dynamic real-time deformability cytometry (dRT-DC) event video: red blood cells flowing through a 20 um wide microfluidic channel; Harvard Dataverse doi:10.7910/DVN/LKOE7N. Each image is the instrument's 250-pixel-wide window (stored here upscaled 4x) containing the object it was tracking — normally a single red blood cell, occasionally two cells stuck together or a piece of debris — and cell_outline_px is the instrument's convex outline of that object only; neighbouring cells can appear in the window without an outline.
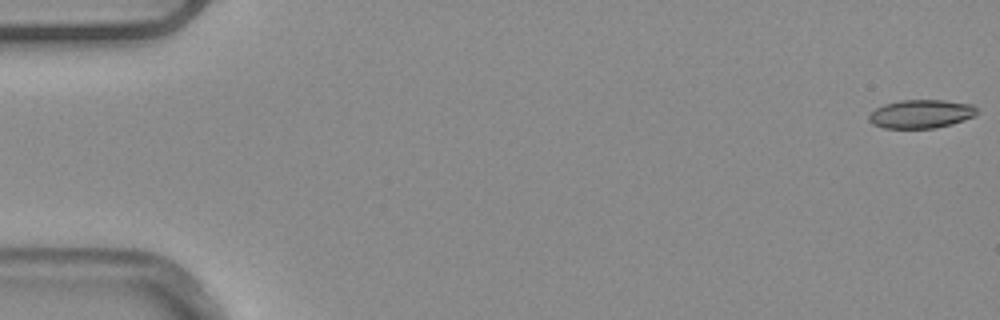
{"species": "common noctule bat (a hibernating species)", "species_latin": "Nyctalus noctula", "temperature_condition": "warm", "stored_images_in_passage": 53, "camera_frame_rate_fps": 3000, "um_per_image_px": 0.085, "animal": {"sex": "male", "body_mass_g": 20.4}, "frame": {"image": 1, "passage_image": 1, "time_ms": 0.0, "image_size_px": [1000, 320], "cell_outline_px": [[976, 116], [952, 124], [936, 128], [884, 128], [872, 124], [868, 120], [868, 116], [876, 108], [884, 104], [900, 100], [944, 100], [972, 104], [976, 108]], "centroid_in_image_um": [78.29, 9.68], "position_along_channel_um": 6.7, "area_um2": 18.03}}
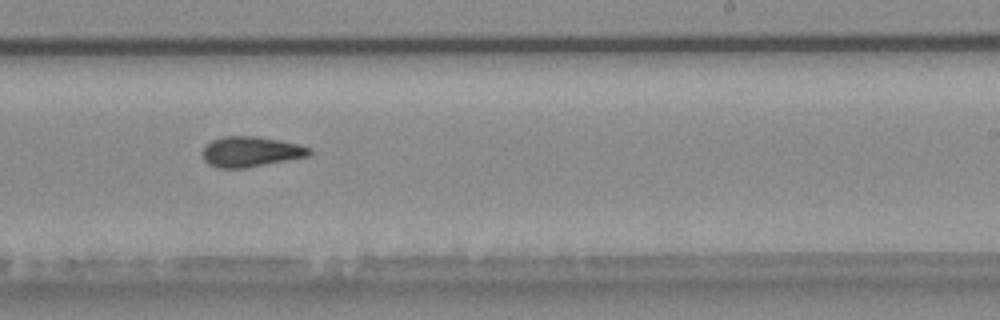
{"frame": {"image": 2, "passage_image": 33, "time_ms": 10.667, "image_size_px": [1000, 320], "cell_outline_px": [[312, 152], [308, 156], [288, 160], [244, 168], [220, 168], [208, 164], [204, 160], [204, 148], [212, 140], [220, 136], [256, 136], [280, 140], [300, 144], [312, 148]], "centroid_in_image_um": [21.35, 12.88], "position_along_channel_um": 267.7, "area_um2": 18.84}}
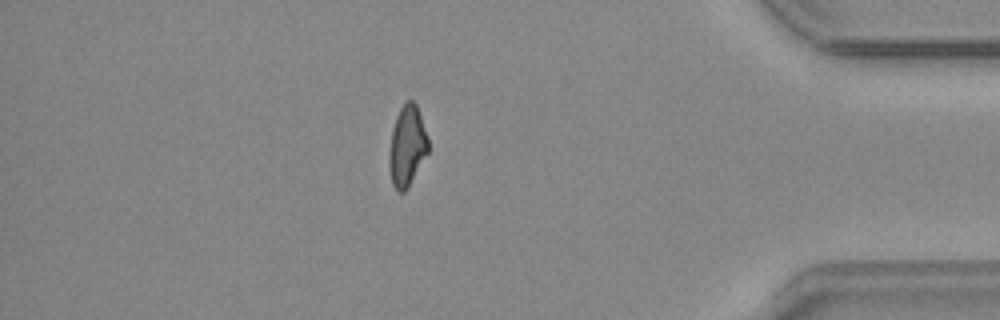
{"frame": {"image": 3, "passage_image": 46, "time_ms": 15.0, "image_size_px": [1000, 320], "cell_outline_px": [[428, 152], [408, 188], [404, 192], [400, 192], [392, 184], [388, 164], [388, 156], [392, 128], [396, 116], [400, 108], [408, 100], [412, 100], [416, 104], [428, 136]], "centroid_in_image_um": [34.59, 12.42], "position_along_channel_um": 400.6, "area_um2": 18.38}, "authors_computed_cell_mechanics": {"area_um2": 18.7272, "velocity_mm_per_s": 3.9118, "shape_relaxation_time_tau1_ms": 7.3742, "shape_relaxation_time_tau2_ms": 3.4632, "deformation_change_tau1": 0.1928, "deformation_change_tau2": 0.1092}}